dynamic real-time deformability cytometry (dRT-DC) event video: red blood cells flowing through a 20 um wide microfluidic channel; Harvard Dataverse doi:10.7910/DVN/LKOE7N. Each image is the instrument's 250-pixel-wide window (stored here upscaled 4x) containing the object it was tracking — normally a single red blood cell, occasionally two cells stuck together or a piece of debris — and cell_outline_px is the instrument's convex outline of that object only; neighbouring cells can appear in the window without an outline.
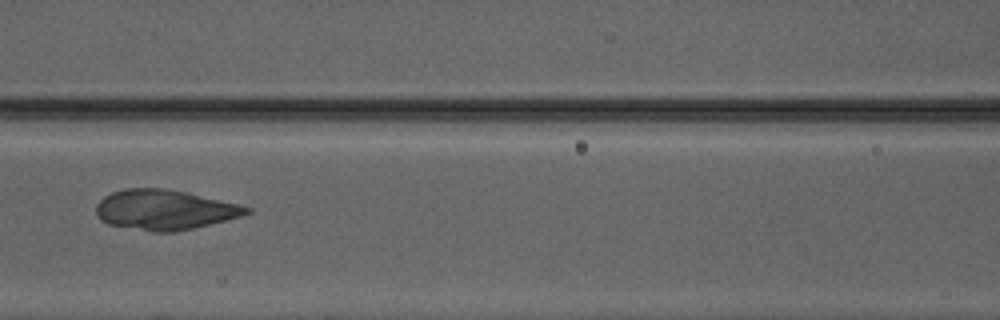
{"species": "Egyptian fruit bat (a non-hibernating species)", "species_latin": "Rousettus aegyptiacus", "temperature_condition": "warm", "stored_images_in_passage": 43, "camera_frame_rate_fps": 3000, "um_per_image_px": 0.085, "animal": {"sex": "male"}, "frame": {"image": 1, "passage_image": 17, "time_ms": 5.333, "image_size_px": [1000, 320], "cell_outline_px": [[252, 212], [240, 216], [192, 228], [172, 232], [152, 232], [108, 224], [100, 220], [96, 212], [96, 204], [104, 196], [112, 192], [124, 188], [164, 188], [184, 192], [240, 204], [252, 208]], "centroid_in_image_um": [13.95, 17.83], "position_along_channel_um": 152.6, "area_um2": 34.85}}
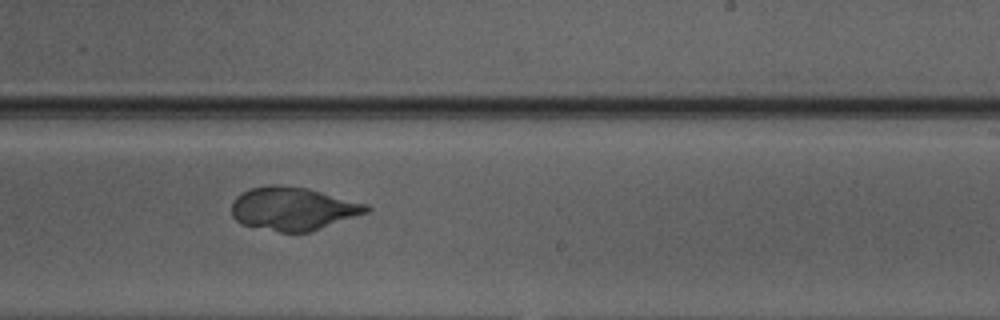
{"frame": {"image": 2, "passage_image": 25, "time_ms": 8.0, "image_size_px": [1000, 320], "cell_outline_px": [[372, 208], [368, 212], [312, 232], [280, 232], [240, 224], [232, 216], [232, 200], [236, 196], [252, 188], [268, 184], [280, 184], [308, 188], [368, 204]], "centroid_in_image_um": [24.92, 17.73], "position_along_channel_um": 264.1, "area_um2": 34.22}}
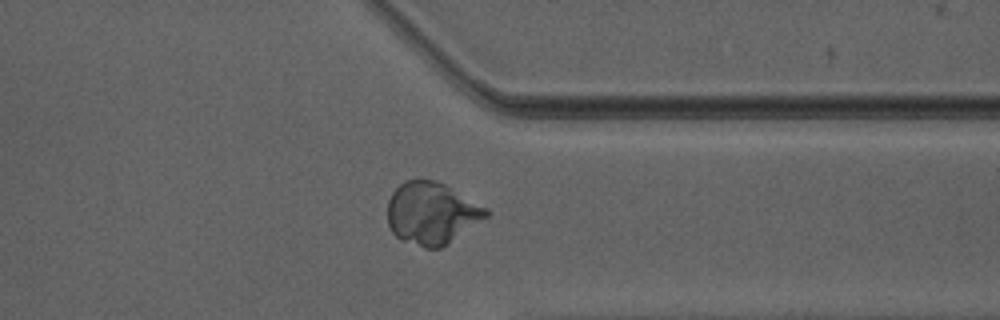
{"frame": {"image": 3, "passage_image": 33, "time_ms": 10.667, "image_size_px": [1000, 320], "cell_outline_px": [[488, 216], [440, 248], [424, 248], [400, 240], [392, 232], [388, 224], [388, 200], [392, 192], [404, 180], [432, 180], [444, 184], [488, 208]], "centroid_in_image_um": [36.66, 18.13], "position_along_channel_um": 374.7, "area_um2": 35.37}}